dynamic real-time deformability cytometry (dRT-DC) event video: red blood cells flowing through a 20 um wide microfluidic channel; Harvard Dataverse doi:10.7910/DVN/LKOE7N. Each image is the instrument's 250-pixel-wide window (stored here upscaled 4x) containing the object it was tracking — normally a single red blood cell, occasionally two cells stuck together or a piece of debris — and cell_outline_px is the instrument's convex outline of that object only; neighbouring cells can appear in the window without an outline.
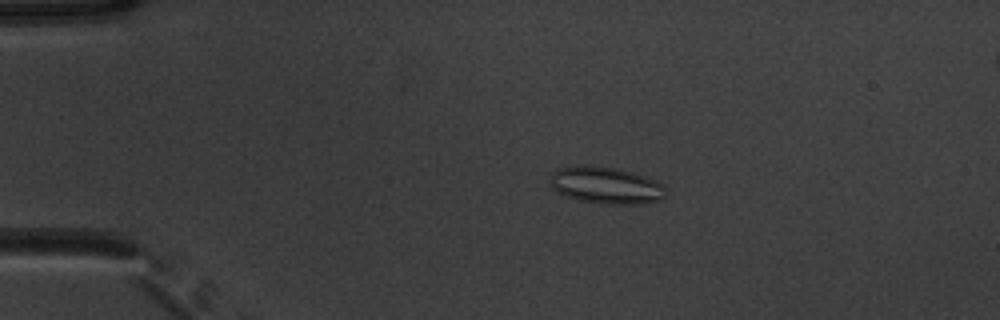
{"species": "common noctule bat (a hibernating species)", "species_latin": "Nyctalus noctula", "temperature_condition": "warm", "stored_images_in_passage": 43, "camera_frame_rate_fps": 3000, "um_per_image_px": 0.085, "animal": {"sex": "male", "body_mass_g": 20.1, "forearm_length_mm": 53.5}, "frame": {"image": 1, "passage_image": 2, "time_ms": 0.333, "image_size_px": [1000, 320], "cell_outline_px": [[664, 200], [640, 204], [604, 204], [580, 200], [564, 196], [556, 192], [548, 184], [552, 172], [556, 168], [584, 164], [588, 164], [616, 168], [632, 172], [656, 180], [664, 184]], "centroid_in_image_um": [51.47, 15.74], "position_along_channel_um": 33.5, "area_um2": 25.43}}
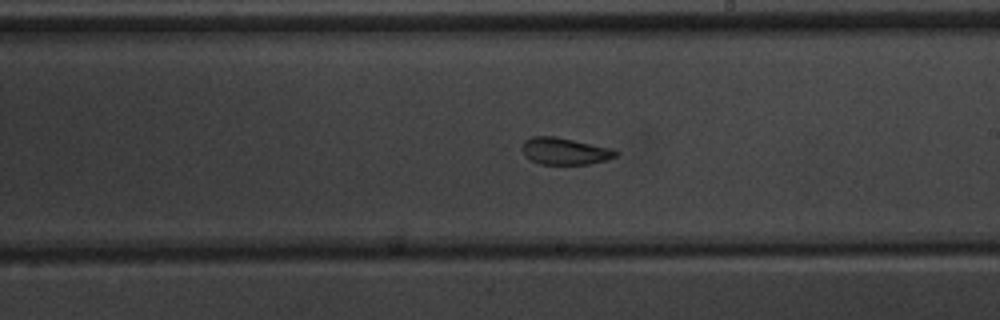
{"frame": {"image": 2, "passage_image": 22, "time_ms": 7.0, "image_size_px": [1000, 320], "cell_outline_px": [[616, 156], [604, 160], [588, 164], [540, 164], [532, 160], [520, 148], [524, 140], [532, 136], [556, 136], [612, 148], [616, 152]], "centroid_in_image_um": [47.97, 12.83], "position_along_channel_um": 241.0, "area_um2": 14.51}}
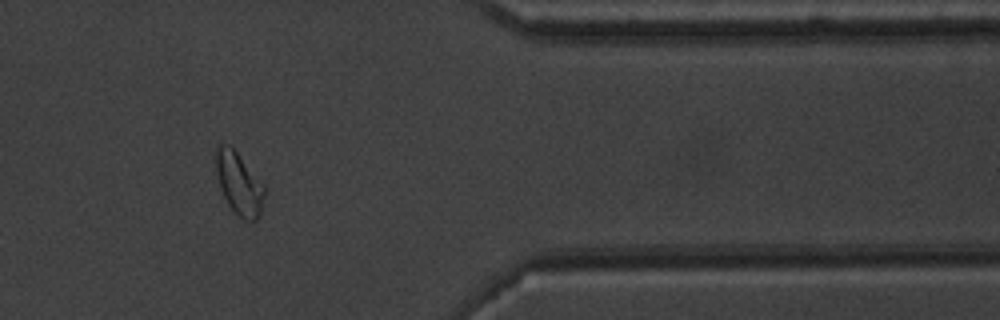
{"frame": {"image": 3, "passage_image": 35, "time_ms": 11.333, "image_size_px": [1000, 320], "cell_outline_px": [[264, 196], [260, 216], [256, 220], [244, 220], [228, 204], [220, 188], [216, 172], [216, 144], [228, 144], [236, 152], [264, 184]], "centroid_in_image_um": [20.31, 15.59], "position_along_channel_um": 391.1, "area_um2": 17.34}, "authors_computed_cell_mechanics": {"area_um2": 15.7794, "velocity_mm_per_s": 3.8773, "shape_relaxation_time_tau1_ms": null, "shape_relaxation_time_tau2_ms": 1.3233, "deformation_change_tau1": null, "deformation_change_tau2": 0.0814}}